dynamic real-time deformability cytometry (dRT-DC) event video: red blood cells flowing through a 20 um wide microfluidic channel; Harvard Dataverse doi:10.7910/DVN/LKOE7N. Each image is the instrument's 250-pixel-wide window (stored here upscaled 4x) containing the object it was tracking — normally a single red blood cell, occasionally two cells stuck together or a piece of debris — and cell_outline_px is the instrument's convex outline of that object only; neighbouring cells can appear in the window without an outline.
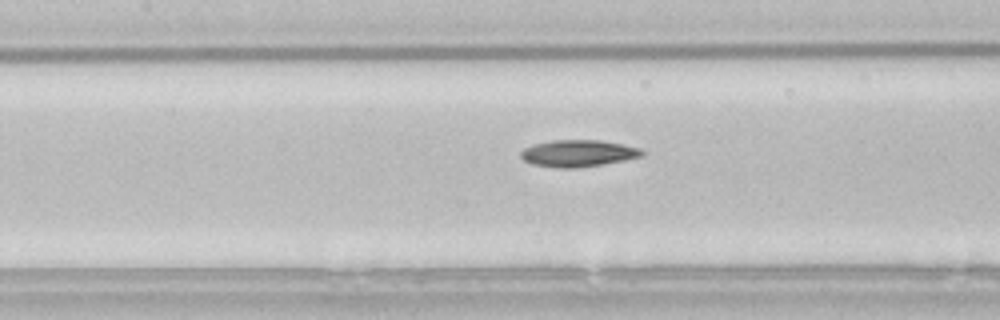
{"species": "common noctule bat (a hibernating species)", "species_latin": "Nyctalus noctula", "temperature_condition": "room temperature", "stored_images_in_passage": 32, "camera_frame_rate_fps": 3000, "um_per_image_px": 0.085, "animal": {"sex": "male", "body_mass_g": 21.5, "forearm_length_mm": 52.0}, "frame": {"image": 1, "passage_image": 12, "time_ms": 3.667, "image_size_px": [1000, 320], "cell_outline_px": [[644, 156], [624, 160], [580, 168], [556, 168], [532, 164], [524, 160], [520, 156], [520, 152], [524, 148], [532, 144], [552, 140], [600, 140], [624, 144], [640, 148], [644, 152]], "centroid_in_image_um": [49.13, 13.03], "position_along_channel_um": 158.3, "area_um2": 19.13}}
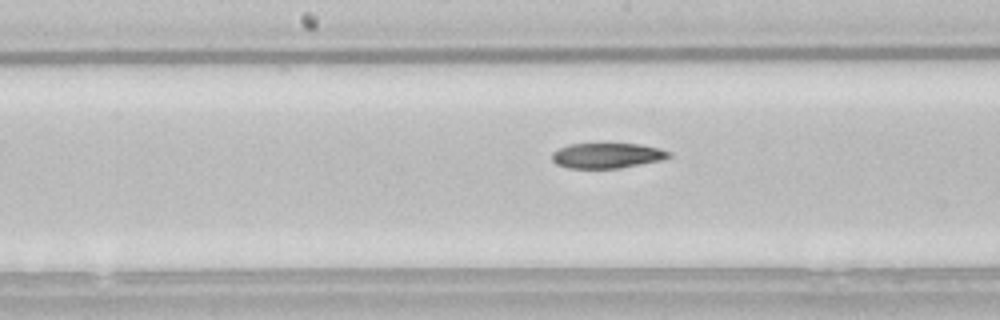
{"frame": {"image": 2, "passage_image": 15, "time_ms": 4.667, "image_size_px": [1000, 320], "cell_outline_px": [[672, 156], [660, 160], [620, 168], [568, 168], [556, 164], [552, 160], [552, 152], [568, 144], [640, 144], [660, 148], [672, 152]], "centroid_in_image_um": [51.61, 13.22], "position_along_channel_um": 196.6, "area_um2": 17.17}}
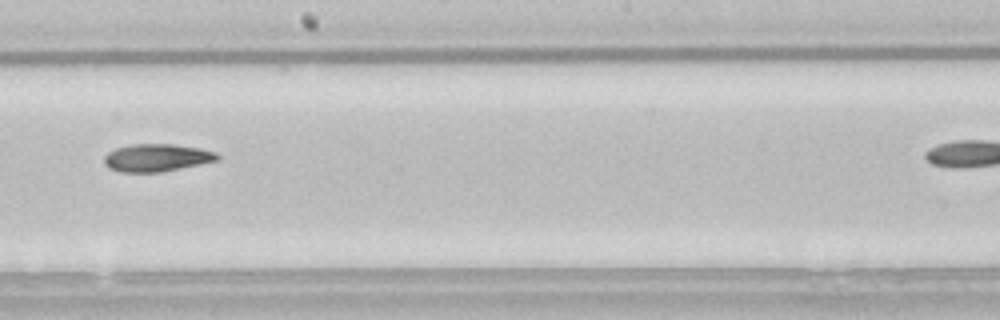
{"frame": {"image": 3, "passage_image": 18, "time_ms": 5.667, "image_size_px": [1000, 320], "cell_outline_px": [[220, 160], [160, 172], [120, 172], [108, 168], [104, 164], [104, 156], [108, 152], [116, 148], [132, 144], [176, 144], [200, 148], [216, 152], [220, 156]], "centroid_in_image_um": [13.32, 13.4], "position_along_channel_um": 234.9, "area_um2": 18.32}}